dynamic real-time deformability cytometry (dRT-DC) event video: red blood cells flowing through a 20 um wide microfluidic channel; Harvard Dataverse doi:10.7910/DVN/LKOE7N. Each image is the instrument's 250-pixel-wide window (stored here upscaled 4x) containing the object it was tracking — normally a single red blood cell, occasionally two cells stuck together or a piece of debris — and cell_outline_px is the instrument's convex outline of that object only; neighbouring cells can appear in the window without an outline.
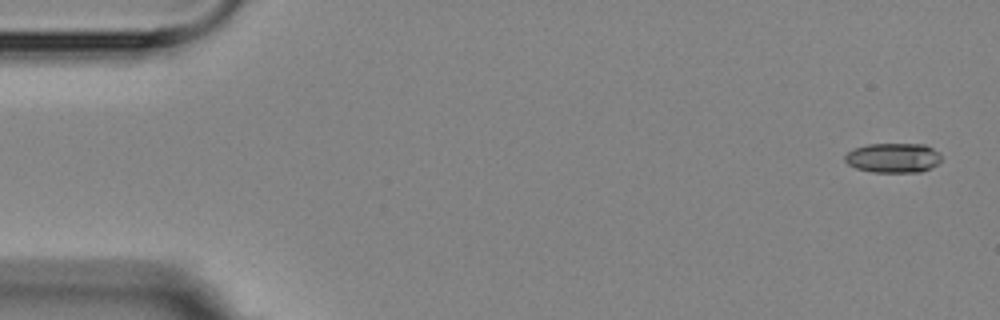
{"species": "Egyptian fruit bat (a non-hibernating species)", "species_latin": "Rousettus aegyptiacus", "temperature_condition": "room temperature", "stored_images_in_passage": 4, "camera_frame_rate_fps": 3000, "um_per_image_px": 0.085, "animal": {"sex": "female"}, "frame": {"image": 1, "passage_image": 1, "time_ms": 0.0, "image_size_px": [1000, 320], "cell_outline_px": [[940, 160], [936, 164], [920, 172], [872, 172], [856, 168], [848, 164], [844, 160], [844, 156], [852, 148], [868, 144], [924, 144], [932, 148], [940, 156]], "centroid_in_image_um": [75.86, 13.41], "position_along_channel_um": 9.1, "area_um2": 16.53}}
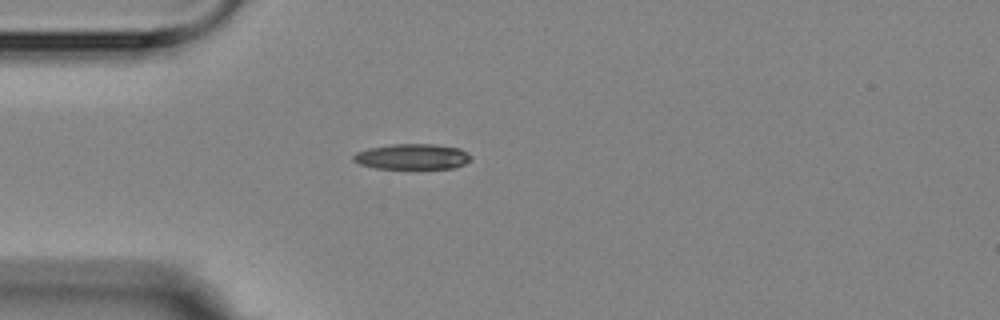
{"frame": {"image": 2, "passage_image": 3, "time_ms": 4.333, "image_size_px": [1000, 320], "cell_outline_px": [[472, 160], [456, 168], [376, 168], [360, 164], [352, 160], [352, 156], [356, 152], [368, 148], [392, 144], [436, 144], [460, 148], [468, 152], [472, 156]], "centroid_in_image_um": [35.08, 13.3], "position_along_channel_um": 49.9, "area_um2": 17.63}}